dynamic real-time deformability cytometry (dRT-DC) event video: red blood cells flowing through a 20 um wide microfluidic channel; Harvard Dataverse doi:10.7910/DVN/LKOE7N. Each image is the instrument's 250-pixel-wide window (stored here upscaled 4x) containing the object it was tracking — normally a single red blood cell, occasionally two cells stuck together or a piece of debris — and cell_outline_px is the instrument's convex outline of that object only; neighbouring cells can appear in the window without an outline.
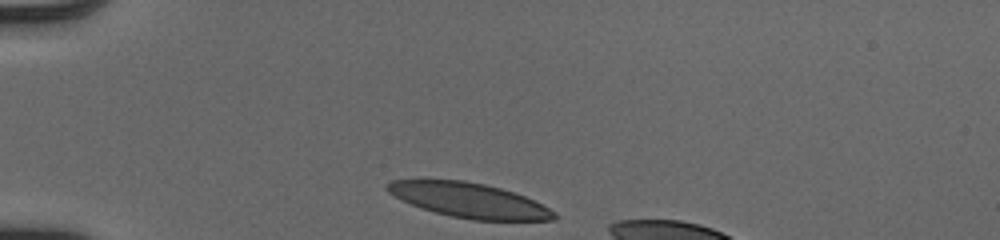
{"species": "human", "species_latin": "Homo sapiens", "temperature_condition": "cold", "stored_images_in_passage": 31, "camera_frame_rate_fps": 3000, "um_per_image_px": 0.085, "donor": {"sex": "male"}, "frame": {"image": 1, "passage_image": 1, "time_ms": 0.0, "image_size_px": [1000, 240], "cell_outline_px": [[556, 220], [472, 220], [452, 216], [436, 212], [400, 200], [388, 192], [384, 188], [384, 184], [392, 180], [464, 180], [484, 184], [500, 188], [524, 196], [556, 212]], "centroid_in_image_um": [39.84, 17.02], "position_along_channel_um": 45.2, "area_um2": 33.41}}
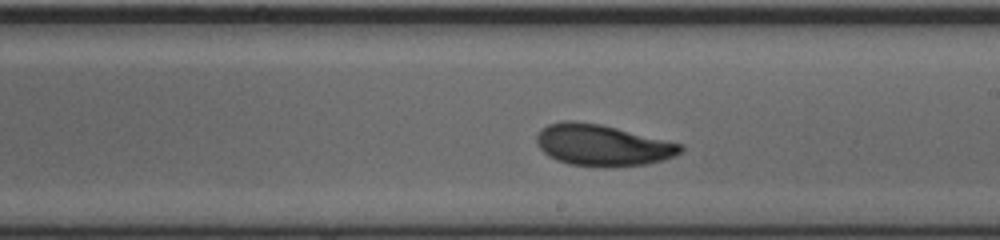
{"frame": {"image": 2, "passage_image": 18, "time_ms": 5.667, "image_size_px": [1000, 240], "cell_outline_px": [[684, 148], [680, 152], [664, 160], [648, 164], [612, 168], [568, 164], [556, 160], [548, 156], [536, 144], [536, 136], [548, 124], [564, 120], [572, 120], [600, 124], [684, 144]], "centroid_in_image_um": [51.21, 12.35], "position_along_channel_um": 237.8, "area_um2": 34.91}}
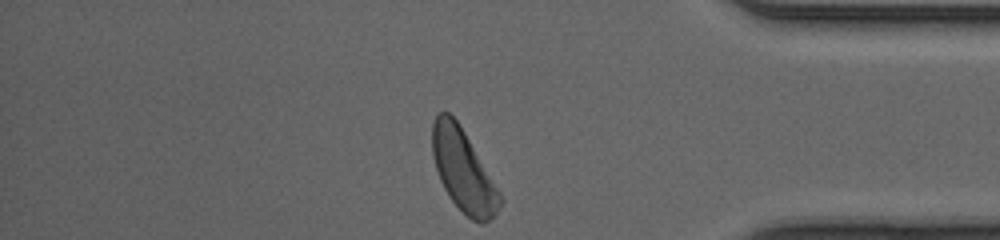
{"frame": {"image": 3, "passage_image": 31, "time_ms": 10.0, "image_size_px": [1000, 240], "cell_outline_px": [[504, 200], [496, 212], [484, 224], [480, 224], [472, 220], [448, 196], [440, 180], [432, 156], [432, 124], [436, 116], [440, 112], [448, 112], [460, 124], [500, 192]], "centroid_in_image_um": [39.37, 14.49], "position_along_channel_um": 395.8, "area_um2": 31.96}, "authors_computed_cell_mechanics": {"area_um2": 34.0442, "velocity_mm_per_s": 4.0848, "shape_relaxation_time_tau1_ms": 3.2359, "shape_relaxation_time_tau2_ms": 1.9968, "deformation_change_tau1": 0.1263, "deformation_change_tau2": 0.0786}}